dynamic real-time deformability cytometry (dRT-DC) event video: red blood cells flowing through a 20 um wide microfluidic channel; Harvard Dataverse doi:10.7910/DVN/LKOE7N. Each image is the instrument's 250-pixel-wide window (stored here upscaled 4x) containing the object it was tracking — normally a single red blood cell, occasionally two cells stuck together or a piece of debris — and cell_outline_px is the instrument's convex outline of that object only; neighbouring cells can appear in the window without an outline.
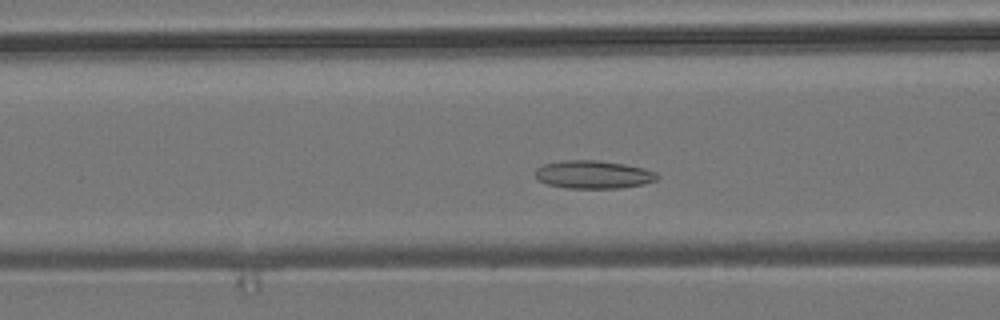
{"species": "common noctule bat (a hibernating species)", "species_latin": "Nyctalus noctula", "temperature_condition": "room temperature", "stored_images_in_passage": 43, "camera_frame_rate_fps": 3000, "um_per_image_px": 0.085, "animal": {"sex": "male", "body_mass_g": 19.2, "forearm_length_mm": 51.8}, "frame": {"image": 1, "passage_image": 9, "time_ms": 2.667, "image_size_px": [1000, 320], "cell_outline_px": [[660, 176], [656, 180], [644, 184], [620, 188], [568, 188], [548, 184], [536, 180], [536, 168], [544, 164], [564, 160], [596, 160], [624, 164], [644, 168], [656, 172]], "centroid_in_image_um": [50.44, 14.84], "position_along_channel_um": 116.2, "area_um2": 19.94}}
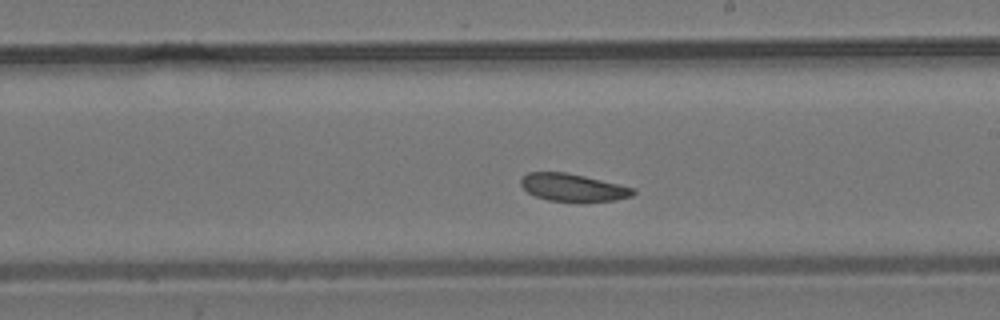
{"frame": {"image": 2, "passage_image": 19, "time_ms": 6.0, "image_size_px": [1000, 320], "cell_outline_px": [[636, 192], [632, 196], [616, 200], [548, 200], [536, 196], [528, 192], [520, 184], [520, 180], [528, 172], [564, 172], [584, 176], [636, 188]], "centroid_in_image_um": [48.71, 15.91], "position_along_channel_um": 240.3, "area_um2": 17.57}}
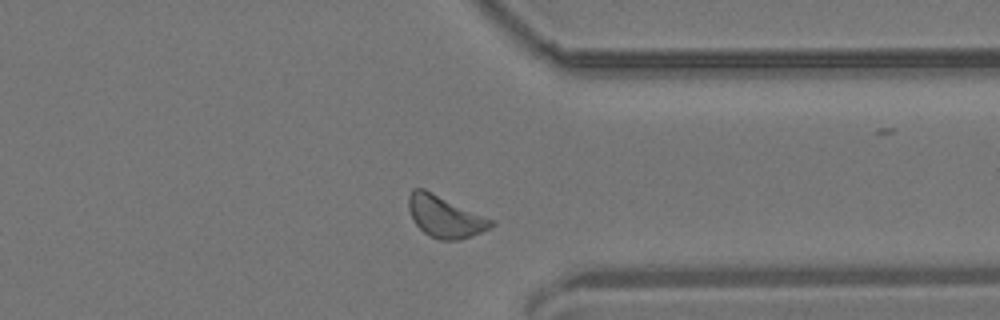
{"frame": {"image": 3, "passage_image": 30, "time_ms": 9.667, "image_size_px": [1000, 320], "cell_outline_px": [[496, 224], [480, 232], [456, 240], [440, 240], [428, 236], [412, 220], [408, 208], [408, 196], [412, 188], [424, 188], [496, 220]], "centroid_in_image_um": [37.81, 18.38], "position_along_channel_um": 373.6, "area_um2": 20.23}, "authors_computed_cell_mechanics": {"area_um2": 19.0162, "velocity_mm_per_s": 3.74, "shape_relaxation_time_tau1_ms": 7.4664, "shape_relaxation_time_tau2_ms": 4.7888, "deformation_change_tau1": 0.1074, "deformation_change_tau2": 0.092}}